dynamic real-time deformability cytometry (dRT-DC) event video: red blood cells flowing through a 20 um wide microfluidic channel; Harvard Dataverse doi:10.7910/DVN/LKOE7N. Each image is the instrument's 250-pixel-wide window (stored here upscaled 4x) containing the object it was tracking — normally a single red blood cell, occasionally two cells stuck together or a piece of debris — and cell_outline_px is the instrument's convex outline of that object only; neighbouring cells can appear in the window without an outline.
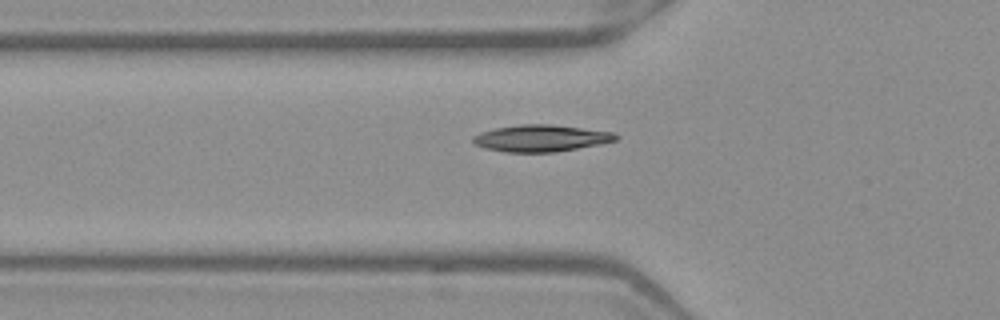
{"species": "Egyptian fruit bat (a non-hibernating species)", "species_latin": "Rousettus aegyptiacus", "temperature_condition": "warm", "stored_images_in_passage": 36, "camera_frame_rate_fps": 3000, "um_per_image_px": 0.085, "frame": {"image": 1, "passage_image": 7, "time_ms": 2.0, "image_size_px": [1000, 320], "cell_outline_px": [[620, 136], [616, 140], [600, 144], [556, 152], [504, 152], [484, 148], [472, 144], [472, 136], [480, 132], [496, 128], [520, 124], [552, 124], [616, 132]], "centroid_in_image_um": [45.98, 11.74], "position_along_channel_um": 79.8, "area_um2": 22.54}}
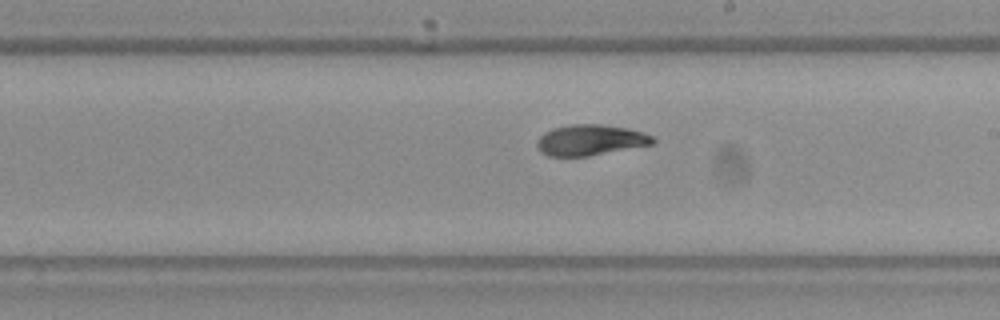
{"frame": {"image": 2, "passage_image": 19, "time_ms": 6.0, "image_size_px": [1000, 320], "cell_outline_px": [[656, 140], [652, 144], [588, 156], [548, 156], [540, 152], [536, 144], [536, 140], [544, 132], [552, 128], [572, 124], [604, 124], [628, 128], [652, 136]], "centroid_in_image_um": [50.13, 11.9], "position_along_channel_um": 238.9, "area_um2": 20.75}}
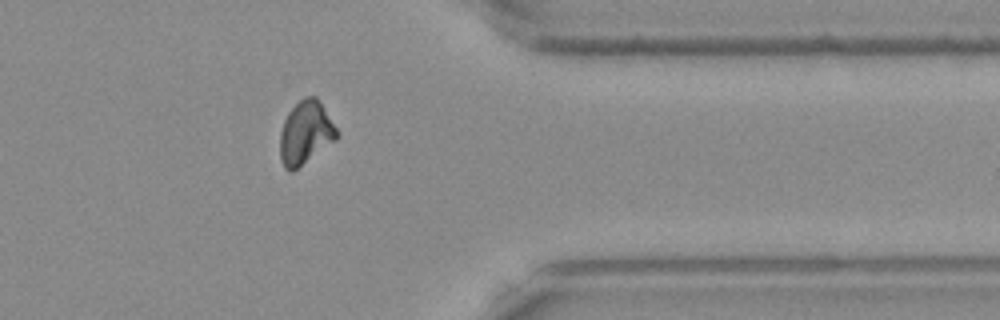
{"frame": {"image": 3, "passage_image": 31, "time_ms": 10.0, "image_size_px": [1000, 320], "cell_outline_px": [[340, 132], [336, 140], [292, 172], [288, 172], [284, 168], [280, 160], [280, 132], [284, 120], [288, 112], [304, 96], [316, 96]], "centroid_in_image_um": [25.97, 11.3], "position_along_channel_um": 385.4, "area_um2": 21.04}}